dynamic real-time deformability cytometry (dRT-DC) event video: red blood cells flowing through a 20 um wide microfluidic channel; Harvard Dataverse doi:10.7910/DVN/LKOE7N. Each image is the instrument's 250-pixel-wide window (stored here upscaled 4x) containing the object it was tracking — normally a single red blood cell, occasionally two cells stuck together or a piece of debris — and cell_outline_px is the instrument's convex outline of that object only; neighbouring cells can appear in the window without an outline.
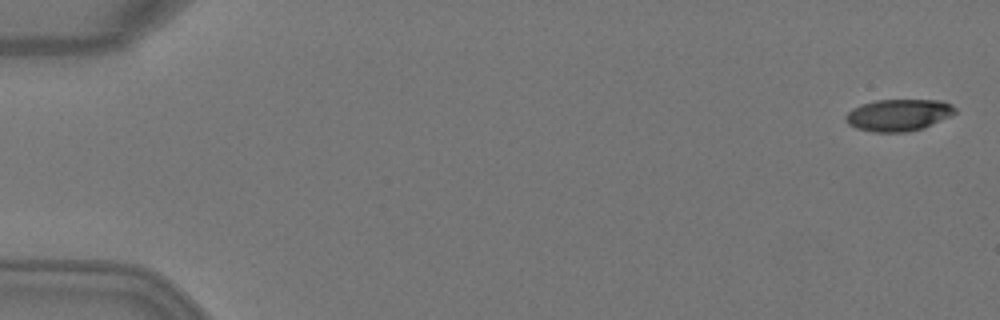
{"species": "Egyptian fruit bat (a non-hibernating species)", "species_latin": "Rousettus aegyptiacus", "temperature_condition": "warm", "stored_images_in_passage": 4, "camera_frame_rate_fps": 3000, "um_per_image_px": 0.085, "animal": {"sex": "female"}, "frame": {"image": 1, "passage_image": 1, "time_ms": 0.0, "image_size_px": [1000, 320], "cell_outline_px": [[956, 112], [924, 128], [904, 132], [872, 132], [856, 128], [848, 124], [844, 120], [844, 116], [852, 108], [860, 104], [876, 100], [944, 100], [952, 104], [956, 108]], "centroid_in_image_um": [76.33, 9.77], "position_along_channel_um": 8.7, "area_um2": 20.4}}